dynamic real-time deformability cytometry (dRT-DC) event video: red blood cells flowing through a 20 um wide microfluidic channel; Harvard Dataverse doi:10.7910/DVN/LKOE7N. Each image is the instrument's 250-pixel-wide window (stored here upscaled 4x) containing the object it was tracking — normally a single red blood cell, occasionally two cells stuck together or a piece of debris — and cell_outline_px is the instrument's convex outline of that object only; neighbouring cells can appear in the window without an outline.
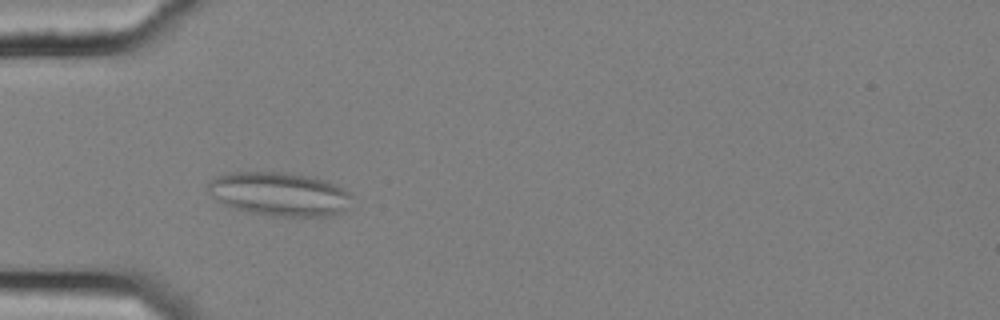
{"species": "common noctule bat (a hibernating species)", "species_latin": "Nyctalus noctula", "temperature_condition": "cold", "stored_images_in_passage": 54, "camera_frame_rate_fps": 3000, "um_per_image_px": 0.085, "animal": {"sex": "female", "body_mass_g": 25.1}, "frame": {"image": 1, "passage_image": 16, "time_ms": 5.0, "image_size_px": [1000, 320], "cell_outline_px": [[352, 196], [348, 208], [344, 212], [332, 216], [272, 216], [248, 212], [232, 208], [216, 200], [204, 188], [216, 176], [232, 172], [280, 172], [316, 176], [348, 192]], "centroid_in_image_um": [23.73, 16.5], "position_along_channel_um": 61.3, "area_um2": 36.93}}